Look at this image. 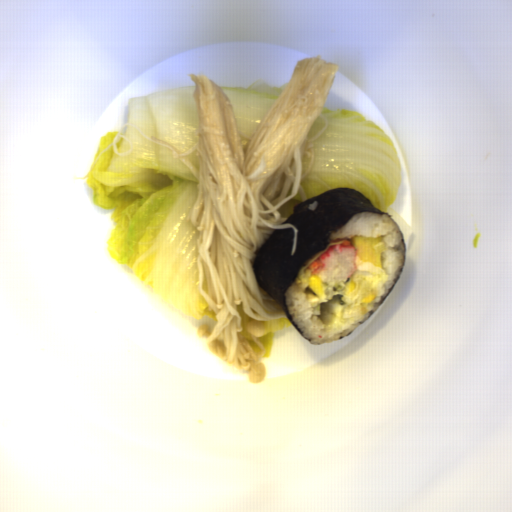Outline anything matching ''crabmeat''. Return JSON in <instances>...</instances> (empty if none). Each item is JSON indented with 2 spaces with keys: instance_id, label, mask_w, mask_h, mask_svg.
<instances>
[{
  "instance_id": "f7934b28",
  "label": "crabmeat",
  "mask_w": 512,
  "mask_h": 512,
  "mask_svg": "<svg viewBox=\"0 0 512 512\" xmlns=\"http://www.w3.org/2000/svg\"><path fill=\"white\" fill-rule=\"evenodd\" d=\"M357 249L354 245L343 244L329 246L327 250L315 260L319 267L311 270V276L317 274L328 285L349 278L354 275L358 267L356 264Z\"/></svg>"
}]
</instances>
